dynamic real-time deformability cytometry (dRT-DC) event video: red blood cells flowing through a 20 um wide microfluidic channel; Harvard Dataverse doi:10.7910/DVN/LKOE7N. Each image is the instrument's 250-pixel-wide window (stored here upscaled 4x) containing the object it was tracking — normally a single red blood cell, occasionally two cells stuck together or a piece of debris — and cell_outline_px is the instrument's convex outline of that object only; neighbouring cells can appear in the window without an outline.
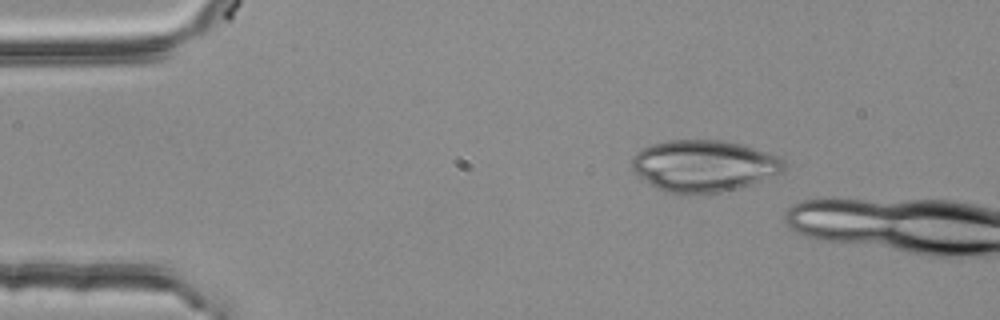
{"species": "common noctule bat (a hibernating species)", "species_latin": "Nyctalus noctula", "temperature_condition": "room temperature", "stored_images_in_passage": 3, "camera_frame_rate_fps": 3000, "um_per_image_px": 0.085, "animal": {"sex": "female", "body_mass_g": 25.1}, "frame": {"image": 1, "passage_image": 2, "time_ms": 0.333, "image_size_px": [1000, 320], "cell_outline_px": [[788, 168], [784, 172], [736, 188], [720, 192], [668, 192], [656, 188], [632, 172], [632, 156], [636, 152], [652, 144], [668, 140], [720, 140], [740, 144], [780, 156], [784, 160]], "centroid_in_image_um": [59.83, 14.07], "position_along_channel_um": 25.2, "area_um2": 45.37}}